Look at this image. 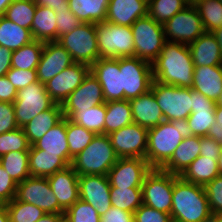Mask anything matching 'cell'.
I'll list each match as a JSON object with an SVG mask.
<instances>
[{
	"label": "cell",
	"instance_id": "obj_52",
	"mask_svg": "<svg viewBox=\"0 0 222 222\" xmlns=\"http://www.w3.org/2000/svg\"><path fill=\"white\" fill-rule=\"evenodd\" d=\"M17 183L13 181L10 175L0 165V198L9 203L16 197Z\"/></svg>",
	"mask_w": 222,
	"mask_h": 222
},
{
	"label": "cell",
	"instance_id": "obj_61",
	"mask_svg": "<svg viewBox=\"0 0 222 222\" xmlns=\"http://www.w3.org/2000/svg\"><path fill=\"white\" fill-rule=\"evenodd\" d=\"M14 0H0V16H4L6 9Z\"/></svg>",
	"mask_w": 222,
	"mask_h": 222
},
{
	"label": "cell",
	"instance_id": "obj_70",
	"mask_svg": "<svg viewBox=\"0 0 222 222\" xmlns=\"http://www.w3.org/2000/svg\"><path fill=\"white\" fill-rule=\"evenodd\" d=\"M59 222H70V220H69L65 215H63V216L59 219Z\"/></svg>",
	"mask_w": 222,
	"mask_h": 222
},
{
	"label": "cell",
	"instance_id": "obj_11",
	"mask_svg": "<svg viewBox=\"0 0 222 222\" xmlns=\"http://www.w3.org/2000/svg\"><path fill=\"white\" fill-rule=\"evenodd\" d=\"M143 204L170 214L172 209L173 174L152 168L142 184Z\"/></svg>",
	"mask_w": 222,
	"mask_h": 222
},
{
	"label": "cell",
	"instance_id": "obj_58",
	"mask_svg": "<svg viewBox=\"0 0 222 222\" xmlns=\"http://www.w3.org/2000/svg\"><path fill=\"white\" fill-rule=\"evenodd\" d=\"M12 51L0 45V77L5 76L11 68Z\"/></svg>",
	"mask_w": 222,
	"mask_h": 222
},
{
	"label": "cell",
	"instance_id": "obj_31",
	"mask_svg": "<svg viewBox=\"0 0 222 222\" xmlns=\"http://www.w3.org/2000/svg\"><path fill=\"white\" fill-rule=\"evenodd\" d=\"M217 160L199 155L180 177L187 182L205 186L220 175Z\"/></svg>",
	"mask_w": 222,
	"mask_h": 222
},
{
	"label": "cell",
	"instance_id": "obj_50",
	"mask_svg": "<svg viewBox=\"0 0 222 222\" xmlns=\"http://www.w3.org/2000/svg\"><path fill=\"white\" fill-rule=\"evenodd\" d=\"M134 222H172L168 213L148 207L144 204L140 205L133 213Z\"/></svg>",
	"mask_w": 222,
	"mask_h": 222
},
{
	"label": "cell",
	"instance_id": "obj_25",
	"mask_svg": "<svg viewBox=\"0 0 222 222\" xmlns=\"http://www.w3.org/2000/svg\"><path fill=\"white\" fill-rule=\"evenodd\" d=\"M194 66L222 65V52L211 32L203 33L188 45Z\"/></svg>",
	"mask_w": 222,
	"mask_h": 222
},
{
	"label": "cell",
	"instance_id": "obj_22",
	"mask_svg": "<svg viewBox=\"0 0 222 222\" xmlns=\"http://www.w3.org/2000/svg\"><path fill=\"white\" fill-rule=\"evenodd\" d=\"M148 15V0H110L105 21L115 25L131 26Z\"/></svg>",
	"mask_w": 222,
	"mask_h": 222
},
{
	"label": "cell",
	"instance_id": "obj_4",
	"mask_svg": "<svg viewBox=\"0 0 222 222\" xmlns=\"http://www.w3.org/2000/svg\"><path fill=\"white\" fill-rule=\"evenodd\" d=\"M118 159L109 136L96 134L90 144L72 159L70 166L79 176H107Z\"/></svg>",
	"mask_w": 222,
	"mask_h": 222
},
{
	"label": "cell",
	"instance_id": "obj_66",
	"mask_svg": "<svg viewBox=\"0 0 222 222\" xmlns=\"http://www.w3.org/2000/svg\"><path fill=\"white\" fill-rule=\"evenodd\" d=\"M203 222H217V219L214 215H212L210 218L204 220Z\"/></svg>",
	"mask_w": 222,
	"mask_h": 222
},
{
	"label": "cell",
	"instance_id": "obj_40",
	"mask_svg": "<svg viewBox=\"0 0 222 222\" xmlns=\"http://www.w3.org/2000/svg\"><path fill=\"white\" fill-rule=\"evenodd\" d=\"M36 10L34 0H14L6 9L4 17L17 25L31 30Z\"/></svg>",
	"mask_w": 222,
	"mask_h": 222
},
{
	"label": "cell",
	"instance_id": "obj_38",
	"mask_svg": "<svg viewBox=\"0 0 222 222\" xmlns=\"http://www.w3.org/2000/svg\"><path fill=\"white\" fill-rule=\"evenodd\" d=\"M67 142L69 146V166L71 165L72 159L84 150L96 134L92 131L85 129L67 118Z\"/></svg>",
	"mask_w": 222,
	"mask_h": 222
},
{
	"label": "cell",
	"instance_id": "obj_10",
	"mask_svg": "<svg viewBox=\"0 0 222 222\" xmlns=\"http://www.w3.org/2000/svg\"><path fill=\"white\" fill-rule=\"evenodd\" d=\"M54 104L55 102L45 89V84L39 81L18 90L17 98L13 102L18 127L22 128Z\"/></svg>",
	"mask_w": 222,
	"mask_h": 222
},
{
	"label": "cell",
	"instance_id": "obj_69",
	"mask_svg": "<svg viewBox=\"0 0 222 222\" xmlns=\"http://www.w3.org/2000/svg\"><path fill=\"white\" fill-rule=\"evenodd\" d=\"M214 216L217 219V222H222V212L214 214Z\"/></svg>",
	"mask_w": 222,
	"mask_h": 222
},
{
	"label": "cell",
	"instance_id": "obj_32",
	"mask_svg": "<svg viewBox=\"0 0 222 222\" xmlns=\"http://www.w3.org/2000/svg\"><path fill=\"white\" fill-rule=\"evenodd\" d=\"M70 11L82 23L105 22L110 0H68Z\"/></svg>",
	"mask_w": 222,
	"mask_h": 222
},
{
	"label": "cell",
	"instance_id": "obj_17",
	"mask_svg": "<svg viewBox=\"0 0 222 222\" xmlns=\"http://www.w3.org/2000/svg\"><path fill=\"white\" fill-rule=\"evenodd\" d=\"M90 72L102 87L105 102L122 100V73L118 58H99L90 66Z\"/></svg>",
	"mask_w": 222,
	"mask_h": 222
},
{
	"label": "cell",
	"instance_id": "obj_5",
	"mask_svg": "<svg viewBox=\"0 0 222 222\" xmlns=\"http://www.w3.org/2000/svg\"><path fill=\"white\" fill-rule=\"evenodd\" d=\"M100 58L135 57L131 26L95 23Z\"/></svg>",
	"mask_w": 222,
	"mask_h": 222
},
{
	"label": "cell",
	"instance_id": "obj_24",
	"mask_svg": "<svg viewBox=\"0 0 222 222\" xmlns=\"http://www.w3.org/2000/svg\"><path fill=\"white\" fill-rule=\"evenodd\" d=\"M199 155L200 137L186 134L171 158L160 169L180 176Z\"/></svg>",
	"mask_w": 222,
	"mask_h": 222
},
{
	"label": "cell",
	"instance_id": "obj_53",
	"mask_svg": "<svg viewBox=\"0 0 222 222\" xmlns=\"http://www.w3.org/2000/svg\"><path fill=\"white\" fill-rule=\"evenodd\" d=\"M221 143L215 141L213 138L204 136L200 137V156L213 157L218 159L221 153Z\"/></svg>",
	"mask_w": 222,
	"mask_h": 222
},
{
	"label": "cell",
	"instance_id": "obj_60",
	"mask_svg": "<svg viewBox=\"0 0 222 222\" xmlns=\"http://www.w3.org/2000/svg\"><path fill=\"white\" fill-rule=\"evenodd\" d=\"M64 214H53V213H46L41 218H39L36 222H59V219Z\"/></svg>",
	"mask_w": 222,
	"mask_h": 222
},
{
	"label": "cell",
	"instance_id": "obj_33",
	"mask_svg": "<svg viewBox=\"0 0 222 222\" xmlns=\"http://www.w3.org/2000/svg\"><path fill=\"white\" fill-rule=\"evenodd\" d=\"M31 30L21 27L16 23L0 16V45L9 50L16 51L24 45L32 42Z\"/></svg>",
	"mask_w": 222,
	"mask_h": 222
},
{
	"label": "cell",
	"instance_id": "obj_46",
	"mask_svg": "<svg viewBox=\"0 0 222 222\" xmlns=\"http://www.w3.org/2000/svg\"><path fill=\"white\" fill-rule=\"evenodd\" d=\"M64 215L70 222H100V215L91 204H88L81 199L77 200Z\"/></svg>",
	"mask_w": 222,
	"mask_h": 222
},
{
	"label": "cell",
	"instance_id": "obj_28",
	"mask_svg": "<svg viewBox=\"0 0 222 222\" xmlns=\"http://www.w3.org/2000/svg\"><path fill=\"white\" fill-rule=\"evenodd\" d=\"M63 118L61 104L55 103L50 109L39 113L29 123L22 127L25 135L32 146L41 139L50 128Z\"/></svg>",
	"mask_w": 222,
	"mask_h": 222
},
{
	"label": "cell",
	"instance_id": "obj_34",
	"mask_svg": "<svg viewBox=\"0 0 222 222\" xmlns=\"http://www.w3.org/2000/svg\"><path fill=\"white\" fill-rule=\"evenodd\" d=\"M63 117L70 121L83 126L85 129L95 134H104V124L106 117V104H100L86 110L77 112H62Z\"/></svg>",
	"mask_w": 222,
	"mask_h": 222
},
{
	"label": "cell",
	"instance_id": "obj_63",
	"mask_svg": "<svg viewBox=\"0 0 222 222\" xmlns=\"http://www.w3.org/2000/svg\"><path fill=\"white\" fill-rule=\"evenodd\" d=\"M0 222H10L9 214L6 208L0 210Z\"/></svg>",
	"mask_w": 222,
	"mask_h": 222
},
{
	"label": "cell",
	"instance_id": "obj_9",
	"mask_svg": "<svg viewBox=\"0 0 222 222\" xmlns=\"http://www.w3.org/2000/svg\"><path fill=\"white\" fill-rule=\"evenodd\" d=\"M119 70L122 73V100L130 101L151 89L152 64L137 57H119Z\"/></svg>",
	"mask_w": 222,
	"mask_h": 222
},
{
	"label": "cell",
	"instance_id": "obj_16",
	"mask_svg": "<svg viewBox=\"0 0 222 222\" xmlns=\"http://www.w3.org/2000/svg\"><path fill=\"white\" fill-rule=\"evenodd\" d=\"M89 72V65L75 62L45 83V89L55 103L62 104Z\"/></svg>",
	"mask_w": 222,
	"mask_h": 222
},
{
	"label": "cell",
	"instance_id": "obj_26",
	"mask_svg": "<svg viewBox=\"0 0 222 222\" xmlns=\"http://www.w3.org/2000/svg\"><path fill=\"white\" fill-rule=\"evenodd\" d=\"M192 89L216 102L222 92V65L195 66Z\"/></svg>",
	"mask_w": 222,
	"mask_h": 222
},
{
	"label": "cell",
	"instance_id": "obj_18",
	"mask_svg": "<svg viewBox=\"0 0 222 222\" xmlns=\"http://www.w3.org/2000/svg\"><path fill=\"white\" fill-rule=\"evenodd\" d=\"M110 188L106 175H82L79 176L80 199L97 210L101 216L112 206L110 202Z\"/></svg>",
	"mask_w": 222,
	"mask_h": 222
},
{
	"label": "cell",
	"instance_id": "obj_27",
	"mask_svg": "<svg viewBox=\"0 0 222 222\" xmlns=\"http://www.w3.org/2000/svg\"><path fill=\"white\" fill-rule=\"evenodd\" d=\"M67 118L63 117L56 125L32 146L43 153L57 154L69 165V146L67 142Z\"/></svg>",
	"mask_w": 222,
	"mask_h": 222
},
{
	"label": "cell",
	"instance_id": "obj_39",
	"mask_svg": "<svg viewBox=\"0 0 222 222\" xmlns=\"http://www.w3.org/2000/svg\"><path fill=\"white\" fill-rule=\"evenodd\" d=\"M110 199L113 207L134 213L143 204L142 188H110Z\"/></svg>",
	"mask_w": 222,
	"mask_h": 222
},
{
	"label": "cell",
	"instance_id": "obj_19",
	"mask_svg": "<svg viewBox=\"0 0 222 222\" xmlns=\"http://www.w3.org/2000/svg\"><path fill=\"white\" fill-rule=\"evenodd\" d=\"M73 63L71 55L60 43L45 42L36 68L37 80L45 84Z\"/></svg>",
	"mask_w": 222,
	"mask_h": 222
},
{
	"label": "cell",
	"instance_id": "obj_68",
	"mask_svg": "<svg viewBox=\"0 0 222 222\" xmlns=\"http://www.w3.org/2000/svg\"><path fill=\"white\" fill-rule=\"evenodd\" d=\"M6 204L7 203L2 198H0V210L6 208Z\"/></svg>",
	"mask_w": 222,
	"mask_h": 222
},
{
	"label": "cell",
	"instance_id": "obj_29",
	"mask_svg": "<svg viewBox=\"0 0 222 222\" xmlns=\"http://www.w3.org/2000/svg\"><path fill=\"white\" fill-rule=\"evenodd\" d=\"M69 165L57 154L43 153V150L30 146L29 172L30 176L49 177L52 174L64 170Z\"/></svg>",
	"mask_w": 222,
	"mask_h": 222
},
{
	"label": "cell",
	"instance_id": "obj_54",
	"mask_svg": "<svg viewBox=\"0 0 222 222\" xmlns=\"http://www.w3.org/2000/svg\"><path fill=\"white\" fill-rule=\"evenodd\" d=\"M100 217V222H134L133 213L113 206Z\"/></svg>",
	"mask_w": 222,
	"mask_h": 222
},
{
	"label": "cell",
	"instance_id": "obj_47",
	"mask_svg": "<svg viewBox=\"0 0 222 222\" xmlns=\"http://www.w3.org/2000/svg\"><path fill=\"white\" fill-rule=\"evenodd\" d=\"M53 10L56 13L57 40L63 34L72 31L82 24V22L70 11L69 8Z\"/></svg>",
	"mask_w": 222,
	"mask_h": 222
},
{
	"label": "cell",
	"instance_id": "obj_20",
	"mask_svg": "<svg viewBox=\"0 0 222 222\" xmlns=\"http://www.w3.org/2000/svg\"><path fill=\"white\" fill-rule=\"evenodd\" d=\"M105 103L102 87L91 72L61 104L62 112H77L88 110L94 106Z\"/></svg>",
	"mask_w": 222,
	"mask_h": 222
},
{
	"label": "cell",
	"instance_id": "obj_42",
	"mask_svg": "<svg viewBox=\"0 0 222 222\" xmlns=\"http://www.w3.org/2000/svg\"><path fill=\"white\" fill-rule=\"evenodd\" d=\"M195 8L202 20L206 32L222 27V5L220 0H201Z\"/></svg>",
	"mask_w": 222,
	"mask_h": 222
},
{
	"label": "cell",
	"instance_id": "obj_36",
	"mask_svg": "<svg viewBox=\"0 0 222 222\" xmlns=\"http://www.w3.org/2000/svg\"><path fill=\"white\" fill-rule=\"evenodd\" d=\"M0 165L14 182L21 183L30 176L29 151H12L0 157Z\"/></svg>",
	"mask_w": 222,
	"mask_h": 222
},
{
	"label": "cell",
	"instance_id": "obj_48",
	"mask_svg": "<svg viewBox=\"0 0 222 222\" xmlns=\"http://www.w3.org/2000/svg\"><path fill=\"white\" fill-rule=\"evenodd\" d=\"M204 188L212 214L222 212V175L208 182Z\"/></svg>",
	"mask_w": 222,
	"mask_h": 222
},
{
	"label": "cell",
	"instance_id": "obj_57",
	"mask_svg": "<svg viewBox=\"0 0 222 222\" xmlns=\"http://www.w3.org/2000/svg\"><path fill=\"white\" fill-rule=\"evenodd\" d=\"M215 123L210 127L207 137L213 138L215 141L222 142V106L215 108Z\"/></svg>",
	"mask_w": 222,
	"mask_h": 222
},
{
	"label": "cell",
	"instance_id": "obj_41",
	"mask_svg": "<svg viewBox=\"0 0 222 222\" xmlns=\"http://www.w3.org/2000/svg\"><path fill=\"white\" fill-rule=\"evenodd\" d=\"M186 6L185 0H148V15L163 25Z\"/></svg>",
	"mask_w": 222,
	"mask_h": 222
},
{
	"label": "cell",
	"instance_id": "obj_56",
	"mask_svg": "<svg viewBox=\"0 0 222 222\" xmlns=\"http://www.w3.org/2000/svg\"><path fill=\"white\" fill-rule=\"evenodd\" d=\"M17 92L6 75L0 77V102L13 103L17 98Z\"/></svg>",
	"mask_w": 222,
	"mask_h": 222
},
{
	"label": "cell",
	"instance_id": "obj_55",
	"mask_svg": "<svg viewBox=\"0 0 222 222\" xmlns=\"http://www.w3.org/2000/svg\"><path fill=\"white\" fill-rule=\"evenodd\" d=\"M192 109L191 113H195L197 110L202 109H215L216 102L210 100L200 92H197L191 88Z\"/></svg>",
	"mask_w": 222,
	"mask_h": 222
},
{
	"label": "cell",
	"instance_id": "obj_15",
	"mask_svg": "<svg viewBox=\"0 0 222 222\" xmlns=\"http://www.w3.org/2000/svg\"><path fill=\"white\" fill-rule=\"evenodd\" d=\"M152 170L146 159L119 158L107 177L111 188H141L146 175Z\"/></svg>",
	"mask_w": 222,
	"mask_h": 222
},
{
	"label": "cell",
	"instance_id": "obj_67",
	"mask_svg": "<svg viewBox=\"0 0 222 222\" xmlns=\"http://www.w3.org/2000/svg\"><path fill=\"white\" fill-rule=\"evenodd\" d=\"M185 1L188 5H195L196 3H198L201 0H185Z\"/></svg>",
	"mask_w": 222,
	"mask_h": 222
},
{
	"label": "cell",
	"instance_id": "obj_23",
	"mask_svg": "<svg viewBox=\"0 0 222 222\" xmlns=\"http://www.w3.org/2000/svg\"><path fill=\"white\" fill-rule=\"evenodd\" d=\"M130 106L134 123L146 129H151L165 121L151 89L137 98L131 99Z\"/></svg>",
	"mask_w": 222,
	"mask_h": 222
},
{
	"label": "cell",
	"instance_id": "obj_12",
	"mask_svg": "<svg viewBox=\"0 0 222 222\" xmlns=\"http://www.w3.org/2000/svg\"><path fill=\"white\" fill-rule=\"evenodd\" d=\"M166 41L189 45L197 40L205 29L194 5H188L163 24Z\"/></svg>",
	"mask_w": 222,
	"mask_h": 222
},
{
	"label": "cell",
	"instance_id": "obj_3",
	"mask_svg": "<svg viewBox=\"0 0 222 222\" xmlns=\"http://www.w3.org/2000/svg\"><path fill=\"white\" fill-rule=\"evenodd\" d=\"M186 136L183 123L162 121L148 129L146 160L152 168H161Z\"/></svg>",
	"mask_w": 222,
	"mask_h": 222
},
{
	"label": "cell",
	"instance_id": "obj_49",
	"mask_svg": "<svg viewBox=\"0 0 222 222\" xmlns=\"http://www.w3.org/2000/svg\"><path fill=\"white\" fill-rule=\"evenodd\" d=\"M6 77L17 91L38 81L36 69L21 70L11 67Z\"/></svg>",
	"mask_w": 222,
	"mask_h": 222
},
{
	"label": "cell",
	"instance_id": "obj_30",
	"mask_svg": "<svg viewBox=\"0 0 222 222\" xmlns=\"http://www.w3.org/2000/svg\"><path fill=\"white\" fill-rule=\"evenodd\" d=\"M31 33L34 40L44 43L57 41L56 13L53 9L36 4Z\"/></svg>",
	"mask_w": 222,
	"mask_h": 222
},
{
	"label": "cell",
	"instance_id": "obj_62",
	"mask_svg": "<svg viewBox=\"0 0 222 222\" xmlns=\"http://www.w3.org/2000/svg\"><path fill=\"white\" fill-rule=\"evenodd\" d=\"M211 33L215 36L218 44L220 45V50L222 52V27H219V28L215 29Z\"/></svg>",
	"mask_w": 222,
	"mask_h": 222
},
{
	"label": "cell",
	"instance_id": "obj_2",
	"mask_svg": "<svg viewBox=\"0 0 222 222\" xmlns=\"http://www.w3.org/2000/svg\"><path fill=\"white\" fill-rule=\"evenodd\" d=\"M212 215L204 186L173 174L172 222H203Z\"/></svg>",
	"mask_w": 222,
	"mask_h": 222
},
{
	"label": "cell",
	"instance_id": "obj_13",
	"mask_svg": "<svg viewBox=\"0 0 222 222\" xmlns=\"http://www.w3.org/2000/svg\"><path fill=\"white\" fill-rule=\"evenodd\" d=\"M18 201L33 204L46 213L64 214L58 199L52 192L49 181L45 177L29 176L17 184Z\"/></svg>",
	"mask_w": 222,
	"mask_h": 222
},
{
	"label": "cell",
	"instance_id": "obj_6",
	"mask_svg": "<svg viewBox=\"0 0 222 222\" xmlns=\"http://www.w3.org/2000/svg\"><path fill=\"white\" fill-rule=\"evenodd\" d=\"M151 90L165 121L185 123L191 114V88L166 85L153 80Z\"/></svg>",
	"mask_w": 222,
	"mask_h": 222
},
{
	"label": "cell",
	"instance_id": "obj_8",
	"mask_svg": "<svg viewBox=\"0 0 222 222\" xmlns=\"http://www.w3.org/2000/svg\"><path fill=\"white\" fill-rule=\"evenodd\" d=\"M57 42L66 49L76 63L91 66L100 58L94 23H82L60 36Z\"/></svg>",
	"mask_w": 222,
	"mask_h": 222
},
{
	"label": "cell",
	"instance_id": "obj_51",
	"mask_svg": "<svg viewBox=\"0 0 222 222\" xmlns=\"http://www.w3.org/2000/svg\"><path fill=\"white\" fill-rule=\"evenodd\" d=\"M18 128L13 103L0 102V134Z\"/></svg>",
	"mask_w": 222,
	"mask_h": 222
},
{
	"label": "cell",
	"instance_id": "obj_21",
	"mask_svg": "<svg viewBox=\"0 0 222 222\" xmlns=\"http://www.w3.org/2000/svg\"><path fill=\"white\" fill-rule=\"evenodd\" d=\"M51 190L58 199L59 206L66 211L80 199L79 175L71 166L47 177Z\"/></svg>",
	"mask_w": 222,
	"mask_h": 222
},
{
	"label": "cell",
	"instance_id": "obj_1",
	"mask_svg": "<svg viewBox=\"0 0 222 222\" xmlns=\"http://www.w3.org/2000/svg\"><path fill=\"white\" fill-rule=\"evenodd\" d=\"M194 68L188 45L166 41L152 63L153 79L166 85L192 88Z\"/></svg>",
	"mask_w": 222,
	"mask_h": 222
},
{
	"label": "cell",
	"instance_id": "obj_65",
	"mask_svg": "<svg viewBox=\"0 0 222 222\" xmlns=\"http://www.w3.org/2000/svg\"><path fill=\"white\" fill-rule=\"evenodd\" d=\"M216 106H222V92L219 95V98L216 101Z\"/></svg>",
	"mask_w": 222,
	"mask_h": 222
},
{
	"label": "cell",
	"instance_id": "obj_45",
	"mask_svg": "<svg viewBox=\"0 0 222 222\" xmlns=\"http://www.w3.org/2000/svg\"><path fill=\"white\" fill-rule=\"evenodd\" d=\"M30 143L22 128L0 134V157L12 151H29Z\"/></svg>",
	"mask_w": 222,
	"mask_h": 222
},
{
	"label": "cell",
	"instance_id": "obj_64",
	"mask_svg": "<svg viewBox=\"0 0 222 222\" xmlns=\"http://www.w3.org/2000/svg\"><path fill=\"white\" fill-rule=\"evenodd\" d=\"M217 162H218L219 173H220V175H222V149H221V153H220V156H219Z\"/></svg>",
	"mask_w": 222,
	"mask_h": 222
},
{
	"label": "cell",
	"instance_id": "obj_59",
	"mask_svg": "<svg viewBox=\"0 0 222 222\" xmlns=\"http://www.w3.org/2000/svg\"><path fill=\"white\" fill-rule=\"evenodd\" d=\"M34 2L51 9L69 8L68 0H34Z\"/></svg>",
	"mask_w": 222,
	"mask_h": 222
},
{
	"label": "cell",
	"instance_id": "obj_44",
	"mask_svg": "<svg viewBox=\"0 0 222 222\" xmlns=\"http://www.w3.org/2000/svg\"><path fill=\"white\" fill-rule=\"evenodd\" d=\"M6 209L9 214L10 222H36L46 212L39 207L12 199L6 204Z\"/></svg>",
	"mask_w": 222,
	"mask_h": 222
},
{
	"label": "cell",
	"instance_id": "obj_43",
	"mask_svg": "<svg viewBox=\"0 0 222 222\" xmlns=\"http://www.w3.org/2000/svg\"><path fill=\"white\" fill-rule=\"evenodd\" d=\"M215 121V109L197 110L195 113H191L184 123L186 134L199 137L207 136Z\"/></svg>",
	"mask_w": 222,
	"mask_h": 222
},
{
	"label": "cell",
	"instance_id": "obj_14",
	"mask_svg": "<svg viewBox=\"0 0 222 222\" xmlns=\"http://www.w3.org/2000/svg\"><path fill=\"white\" fill-rule=\"evenodd\" d=\"M119 158L146 159L148 129L132 123L108 134Z\"/></svg>",
	"mask_w": 222,
	"mask_h": 222
},
{
	"label": "cell",
	"instance_id": "obj_7",
	"mask_svg": "<svg viewBox=\"0 0 222 222\" xmlns=\"http://www.w3.org/2000/svg\"><path fill=\"white\" fill-rule=\"evenodd\" d=\"M131 30L135 57L152 64L166 43L163 25L147 15L137 19L131 25Z\"/></svg>",
	"mask_w": 222,
	"mask_h": 222
},
{
	"label": "cell",
	"instance_id": "obj_35",
	"mask_svg": "<svg viewBox=\"0 0 222 222\" xmlns=\"http://www.w3.org/2000/svg\"><path fill=\"white\" fill-rule=\"evenodd\" d=\"M106 117L104 124V134L108 135L124 126L134 123L130 101L118 100L105 102Z\"/></svg>",
	"mask_w": 222,
	"mask_h": 222
},
{
	"label": "cell",
	"instance_id": "obj_37",
	"mask_svg": "<svg viewBox=\"0 0 222 222\" xmlns=\"http://www.w3.org/2000/svg\"><path fill=\"white\" fill-rule=\"evenodd\" d=\"M44 42L33 40L12 52L11 67L21 70L36 69L39 64Z\"/></svg>",
	"mask_w": 222,
	"mask_h": 222
}]
</instances>
